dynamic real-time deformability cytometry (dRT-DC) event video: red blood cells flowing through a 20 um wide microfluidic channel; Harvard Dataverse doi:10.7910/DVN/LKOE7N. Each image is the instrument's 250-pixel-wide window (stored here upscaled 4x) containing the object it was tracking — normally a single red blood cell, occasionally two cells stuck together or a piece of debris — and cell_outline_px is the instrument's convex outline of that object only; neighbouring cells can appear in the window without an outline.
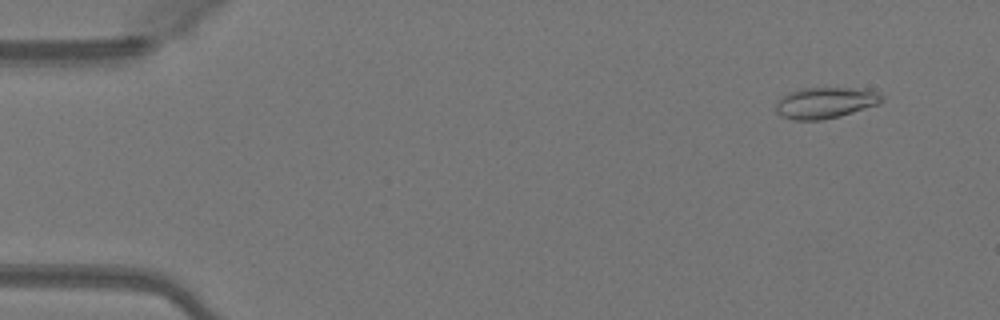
{"species": "Egyptian fruit bat (a non-hibernating species)", "species_latin": "Rousettus aegyptiacus", "temperature_condition": "warm", "stored_images_in_passage": 49, "camera_frame_rate_fps": 3000, "um_per_image_px": 0.085, "animal": {"sex": "female"}, "frame": {"image": 1, "passage_image": 4, "time_ms": 1.0, "image_size_px": [1000, 320], "cell_outline_px": [[884, 100], [880, 104], [840, 116], [820, 120], [796, 120], [780, 116], [776, 112], [776, 104], [788, 92], [800, 88], [864, 88], [876, 92]], "centroid_in_image_um": [70.16, 8.73], "position_along_channel_um": 14.8, "area_um2": 19.19}}
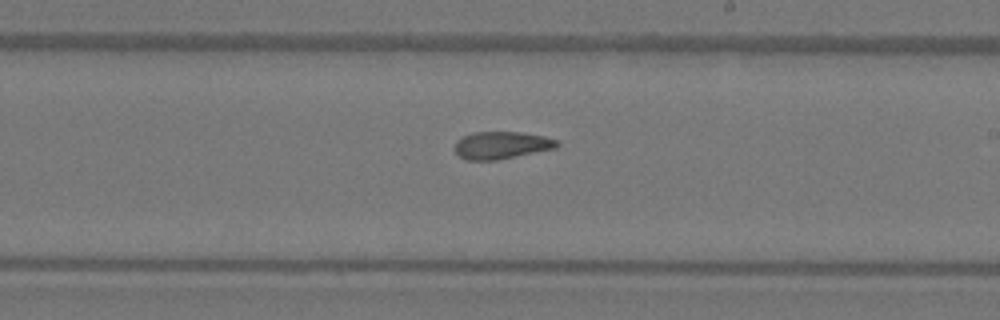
{"frame": {"image": 2, "passage_image": 29, "time_ms": 9.333, "image_size_px": [1000, 320], "cell_outline_px": [[560, 144], [556, 148], [496, 160], [464, 160], [456, 152], [456, 140], [460, 136], [472, 132], [520, 132], [544, 136], [556, 140]], "centroid_in_image_um": [42.6, 12.33], "position_along_channel_um": 246.4, "area_um2": 16.3}}
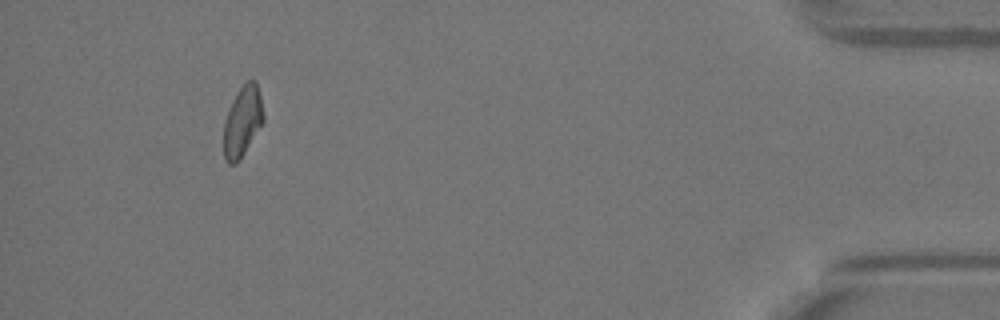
{"frame": {"image": 3, "passage_image": 46, "time_ms": 15.0, "image_size_px": [1000, 320], "cell_outline_px": [[264, 120], [240, 160], [236, 164], [228, 164], [224, 160], [224, 120], [232, 100], [240, 88], [248, 80], [256, 80], [264, 112]], "centroid_in_image_um": [20.6, 10.34], "position_along_channel_um": 414.6, "area_um2": 16.3}, "authors_computed_cell_mechanics": {"area_um2": 16.9932, "velocity_mm_per_s": 4.1161, "shape_relaxation_time_tau1_ms": 10.6588, "shape_relaxation_time_tau2_ms": 9.1674, "deformation_change_tau1": 0.2555, "deformation_change_tau2": 0.1238}}